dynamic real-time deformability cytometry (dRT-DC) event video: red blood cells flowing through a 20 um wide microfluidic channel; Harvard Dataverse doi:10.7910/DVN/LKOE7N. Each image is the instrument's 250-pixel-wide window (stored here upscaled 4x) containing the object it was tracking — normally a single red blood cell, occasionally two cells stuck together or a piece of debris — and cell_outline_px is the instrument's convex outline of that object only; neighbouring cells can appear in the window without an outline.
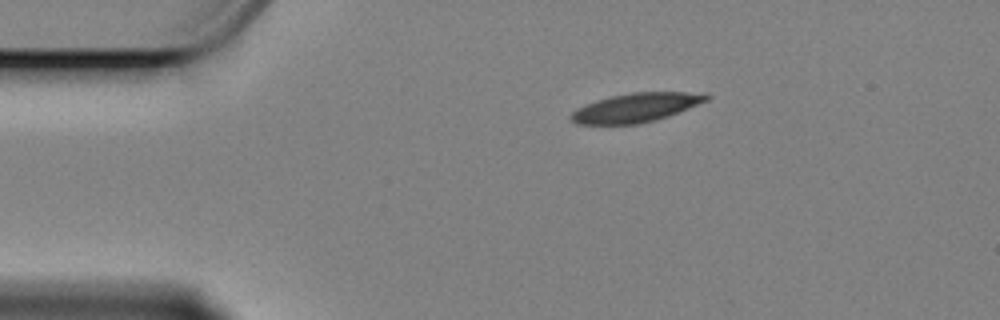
{"species": "Egyptian fruit bat (a non-hibernating species)", "species_latin": "Rousettus aegyptiacus", "temperature_condition": "cold", "stored_images_in_passage": 49, "camera_frame_rate_fps": 3000, "um_per_image_px": 0.085, "animal": {"sex": "female"}, "frame": {"image": 1, "passage_image": 1, "time_ms": 0.0, "image_size_px": [1000, 320], "cell_outline_px": [[712, 96], [708, 100], [668, 116], [656, 120], [640, 124], [576, 124], [568, 116], [576, 108], [596, 100], [608, 96], [632, 92], [708, 92]], "centroid_in_image_um": [54.07, 9.13], "position_along_channel_um": 30.9, "area_um2": 23.12}}
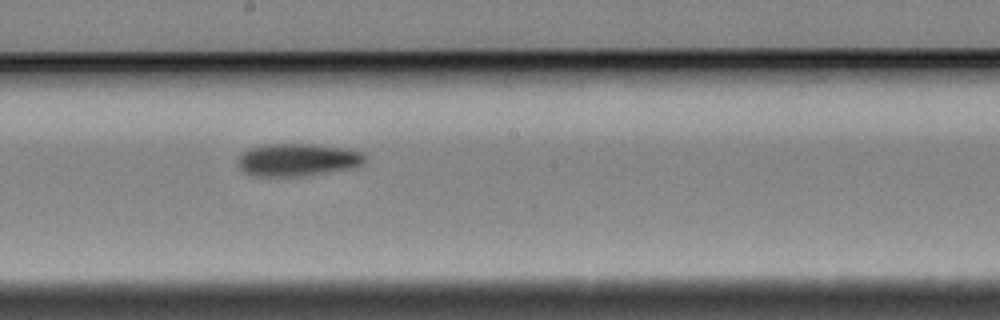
{"frame": {"image": 2, "passage_image": 22, "time_ms": 7.0, "image_size_px": [1000, 320], "cell_outline_px": [[368, 160], [356, 168], [300, 176], [252, 176], [244, 172], [236, 164], [240, 156], [248, 148], [260, 144], [316, 144], [348, 148], [360, 152]], "centroid_in_image_um": [25.3, 13.58], "position_along_channel_um": 222.9, "area_um2": 24.51}}
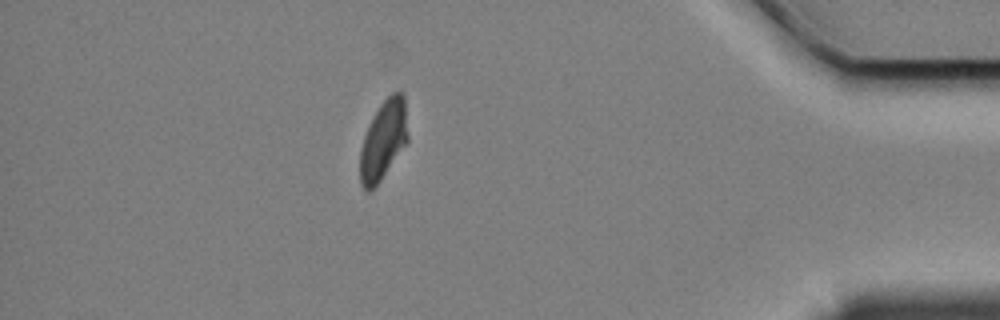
{"frame": {"image": 3, "passage_image": 42, "time_ms": 13.667, "image_size_px": [1000, 320], "cell_outline_px": [[408, 140], [380, 180], [368, 192], [360, 184], [360, 148], [364, 136], [372, 116], [380, 104], [392, 92], [400, 88], [404, 92], [408, 132]], "centroid_in_image_um": [32.59, 11.83], "position_along_channel_um": 402.6, "area_um2": 22.08}, "authors_computed_cell_mechanics": {"area_um2": 23.7558, "velocity_mm_per_s": 3.3549, "shape_relaxation_time_tau1_ms": 6.9354, "shape_relaxation_time_tau2_ms": 8.2, "deformation_change_tau1": 0.1638, "deformation_change_tau2": 0.1235}}